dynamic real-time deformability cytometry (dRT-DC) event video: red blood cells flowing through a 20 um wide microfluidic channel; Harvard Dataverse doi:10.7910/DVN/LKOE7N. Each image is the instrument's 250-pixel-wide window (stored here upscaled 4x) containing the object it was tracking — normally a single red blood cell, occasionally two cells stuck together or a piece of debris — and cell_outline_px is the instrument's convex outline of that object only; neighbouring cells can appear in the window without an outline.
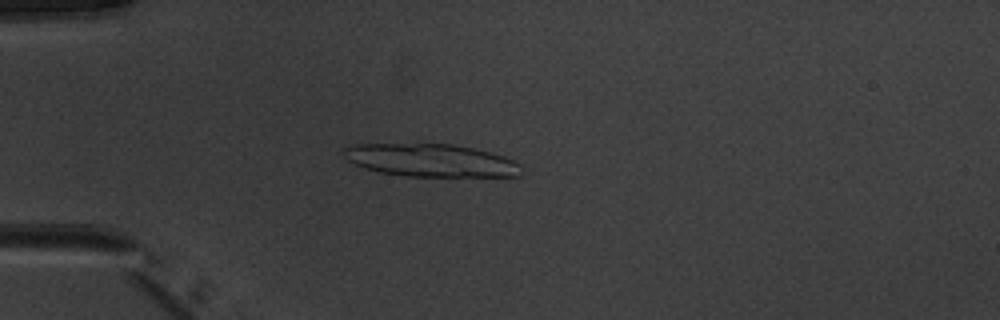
{"species": "common noctule bat (a hibernating species)", "species_latin": "Nyctalus noctula", "temperature_condition": "warm", "stored_images_in_passage": 43, "segment_of_instrument_passage": [1, 2], "camera_frame_rate_fps": 3000, "um_per_image_px": 0.085, "animal": {"sex": "male", "body_mass_g": 20.1, "forearm_length_mm": 53.5}, "frame": {"image": 1, "passage_image": 11, "time_ms": 3.333, "image_size_px": [1000, 320], "cell_outline_px": [[524, 172], [520, 176], [408, 176], [380, 172], [356, 164], [348, 160], [340, 152], [340, 148], [356, 144], [424, 140], [452, 144], [472, 148], [504, 156], [520, 164]], "centroid_in_image_um": [36.55, 13.56], "position_along_channel_um": 48.4, "area_um2": 35.2}}